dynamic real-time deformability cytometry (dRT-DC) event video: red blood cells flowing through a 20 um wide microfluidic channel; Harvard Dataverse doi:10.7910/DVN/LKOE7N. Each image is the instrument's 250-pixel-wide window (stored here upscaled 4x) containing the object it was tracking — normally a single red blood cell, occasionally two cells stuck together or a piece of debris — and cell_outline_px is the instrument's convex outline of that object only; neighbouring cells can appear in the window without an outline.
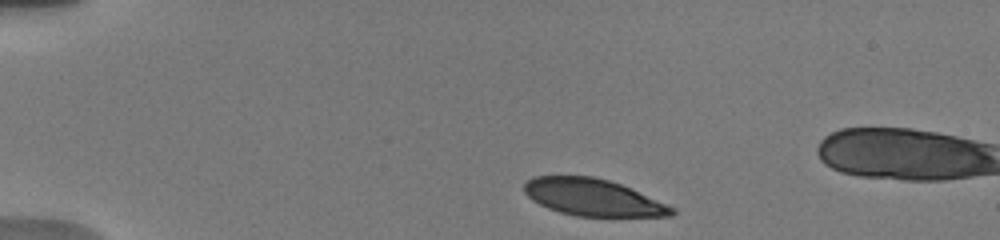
{"species": "human", "species_latin": "Homo sapiens", "temperature_condition": "warm", "stored_images_in_passage": 18, "camera_frame_rate_fps": 3000, "um_per_image_px": 0.085, "donor": {"sex": "male"}, "frame": {"image": 1, "passage_image": 1, "time_ms": 0.0, "image_size_px": [1000, 240], "cell_outline_px": [[676, 212], [672, 216], [576, 216], [560, 212], [548, 208], [532, 200], [524, 192], [524, 184], [532, 176], [592, 176], [608, 180], [620, 184], [668, 204], [676, 208]], "centroid_in_image_um": [50.4, 16.78], "position_along_channel_um": 34.6, "area_um2": 31.62}}
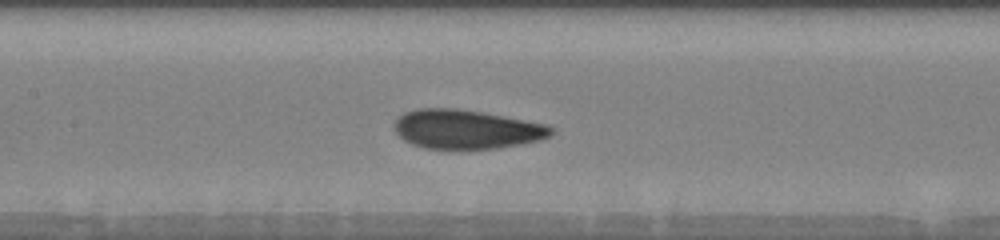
{"frame": {"image": 2, "passage_image": 10, "time_ms": 5.333, "image_size_px": [1000, 240], "cell_outline_px": [[556, 132], [552, 136], [540, 140], [520, 144], [496, 148], [424, 148], [412, 144], [404, 140], [396, 132], [392, 124], [396, 116], [404, 112], [416, 108], [456, 108], [504, 116], [548, 124], [556, 128]], "centroid_in_image_um": [39.65, 10.97], "position_along_channel_um": 167.7, "area_um2": 36.01}}
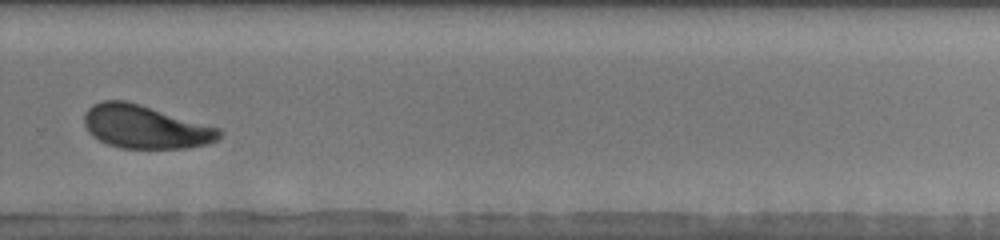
{"frame": {"image": 3, "passage_image": 17, "time_ms": 9.333, "image_size_px": [1000, 240], "cell_outline_px": [[224, 132], [220, 140], [208, 144], [184, 148], [120, 148], [108, 144], [92, 136], [88, 132], [84, 124], [84, 116], [88, 108], [92, 104], [100, 100], [124, 100], [140, 104], [220, 128]], "centroid_in_image_um": [12.36, 10.78], "position_along_channel_um": 317.4, "area_um2": 34.28}}